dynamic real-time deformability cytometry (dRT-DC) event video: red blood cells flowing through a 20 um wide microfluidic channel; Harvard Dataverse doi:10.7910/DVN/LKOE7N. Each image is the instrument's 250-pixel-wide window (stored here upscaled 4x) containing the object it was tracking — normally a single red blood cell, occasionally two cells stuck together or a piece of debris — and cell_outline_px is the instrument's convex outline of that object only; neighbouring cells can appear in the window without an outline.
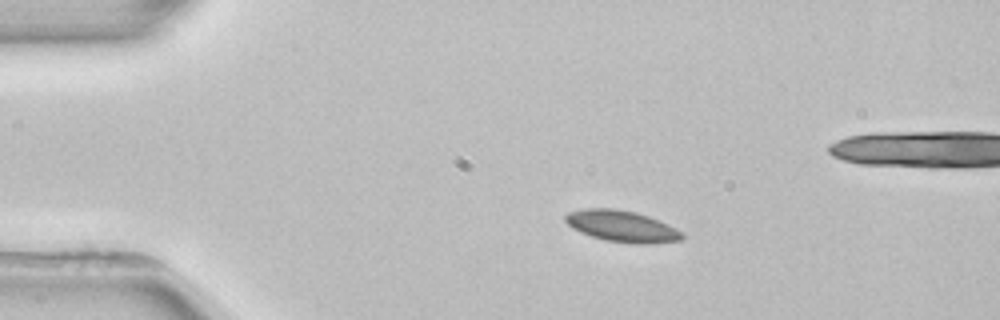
{"species": "common noctule bat (a hibernating species)", "species_latin": "Nyctalus noctula", "temperature_condition": "room temperature", "stored_images_in_passage": 4, "camera_frame_rate_fps": 3000, "um_per_image_px": 0.085, "animal": {"sex": "female", "body_mass_g": 22.7, "forearm_length_mm": 54.2}, "frame": {"image": 1, "passage_image": 2, "time_ms": 1.333, "image_size_px": [1000, 320], "cell_outline_px": [[684, 240], [652, 244], [632, 244], [604, 240], [580, 232], [572, 228], [564, 220], [564, 216], [568, 212], [584, 208], [616, 208], [636, 212], [648, 216], [668, 224], [684, 232]], "centroid_in_image_um": [52.89, 19.23], "position_along_channel_um": 32.1, "area_um2": 21.73}}